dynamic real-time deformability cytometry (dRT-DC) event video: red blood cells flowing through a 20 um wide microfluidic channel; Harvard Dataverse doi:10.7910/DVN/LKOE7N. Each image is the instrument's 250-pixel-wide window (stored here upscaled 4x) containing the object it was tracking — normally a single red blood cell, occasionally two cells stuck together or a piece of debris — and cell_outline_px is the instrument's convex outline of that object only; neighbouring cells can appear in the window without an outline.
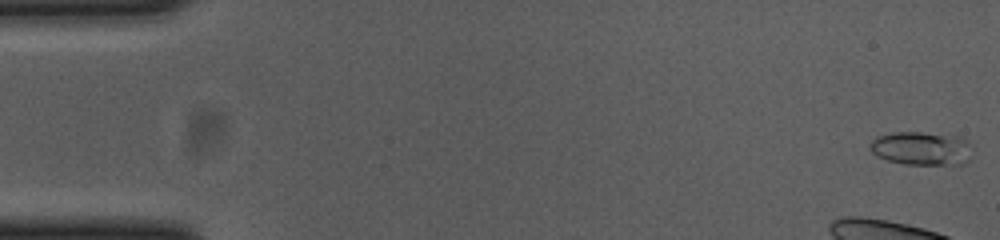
{"species": "common noctule bat (a hibernating species)", "species_latin": "Nyctalus noctula", "temperature_condition": "cold", "stored_images_in_passage": 14, "camera_frame_rate_fps": 3000, "um_per_image_px": 0.085, "animal": {"sex": "female", "body_mass_g": 23.0, "forearm_length_mm": 53.4}, "frame": {"image": 1, "passage_image": 1, "time_ms": 0.0, "image_size_px": [1000, 240], "cell_outline_px": [[972, 156], [964, 164], [904, 164], [888, 160], [872, 152], [872, 140], [876, 136], [888, 132], [920, 132], [960, 136], [972, 144]], "centroid_in_image_um": [78.4, 12.6], "position_along_channel_um": 6.6, "area_um2": 20.11}}